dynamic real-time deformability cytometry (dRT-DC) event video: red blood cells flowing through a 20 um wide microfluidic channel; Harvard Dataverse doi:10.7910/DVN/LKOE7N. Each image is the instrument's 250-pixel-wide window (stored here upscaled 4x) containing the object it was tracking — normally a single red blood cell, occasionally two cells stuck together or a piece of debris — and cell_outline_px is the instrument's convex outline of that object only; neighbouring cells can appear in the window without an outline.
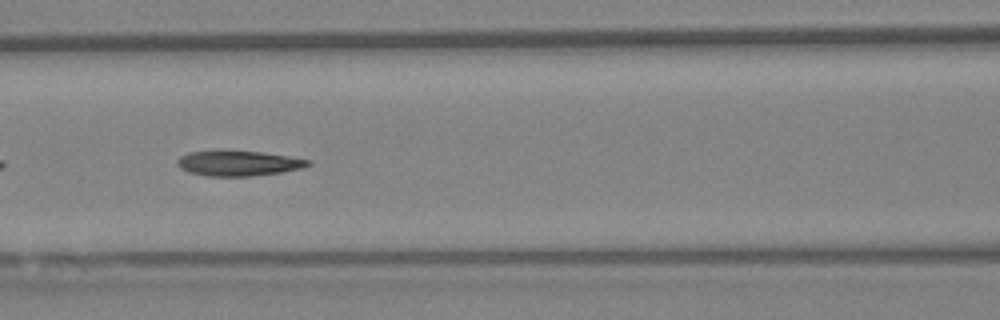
{"species": "Egyptian fruit bat (a non-hibernating species)", "species_latin": "Rousettus aegyptiacus", "temperature_condition": "warm", "stored_images_in_passage": 32, "camera_frame_rate_fps": 3000, "um_per_image_px": 0.085, "animal": {"sex": "female"}, "frame": {"image": 1, "passage_image": 14, "time_ms": 4.333, "image_size_px": [1000, 320], "cell_outline_px": [[312, 164], [304, 168], [280, 172], [248, 176], [208, 176], [188, 172], [180, 168], [176, 164], [176, 160], [180, 156], [188, 152], [260, 152], [288, 156], [312, 160]], "centroid_in_image_um": [20.28, 13.89], "position_along_channel_um": 146.3, "area_um2": 18.84}}